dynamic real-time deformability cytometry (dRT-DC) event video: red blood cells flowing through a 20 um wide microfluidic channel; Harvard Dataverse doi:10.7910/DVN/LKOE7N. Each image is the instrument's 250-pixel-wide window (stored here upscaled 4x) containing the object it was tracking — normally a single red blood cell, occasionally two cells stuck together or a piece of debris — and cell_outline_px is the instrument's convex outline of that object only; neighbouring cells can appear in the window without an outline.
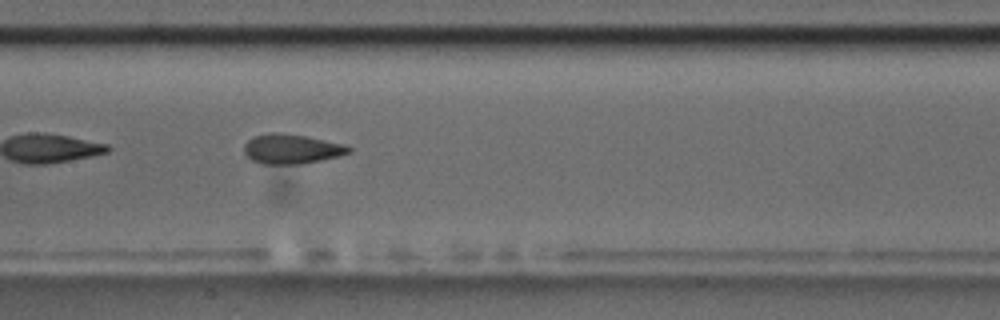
{"species": "common noctule bat (a hibernating species)", "species_latin": "Nyctalus noctula", "temperature_condition": "room temperature", "stored_images_in_passage": 55, "segment_of_instrument_passage": [2, 2], "camera_frame_rate_fps": 3000, "um_per_image_px": 0.085, "animal": {"sex": "male", "body_mass_g": 17.5, "forearm_length_mm": 52.3}, "frame": {"image": 1, "passage_image": 27, "time_ms": 8.667, "image_size_px": [1000, 320], "cell_outline_px": [[352, 152], [340, 156], [300, 164], [260, 164], [252, 160], [244, 152], [244, 144], [248, 140], [256, 136], [304, 136], [344, 144], [352, 148]], "centroid_in_image_um": [24.84, 12.72], "position_along_channel_um": 182.6, "area_um2": 17.22}}
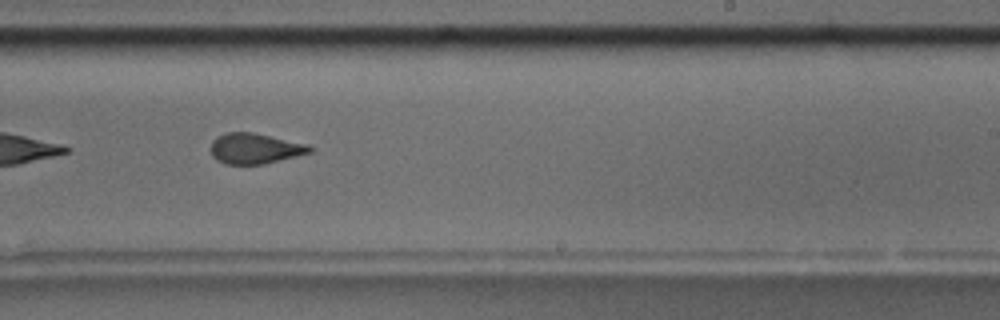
{"frame": {"image": 2, "passage_image": 34, "time_ms": 11.0, "image_size_px": [1000, 320], "cell_outline_px": [[312, 152], [264, 164], [224, 164], [216, 160], [212, 156], [212, 140], [216, 136], [228, 132], [252, 132], [308, 144], [312, 148]], "centroid_in_image_um": [21.65, 12.62], "position_along_channel_um": 267.3, "area_um2": 17.57}}